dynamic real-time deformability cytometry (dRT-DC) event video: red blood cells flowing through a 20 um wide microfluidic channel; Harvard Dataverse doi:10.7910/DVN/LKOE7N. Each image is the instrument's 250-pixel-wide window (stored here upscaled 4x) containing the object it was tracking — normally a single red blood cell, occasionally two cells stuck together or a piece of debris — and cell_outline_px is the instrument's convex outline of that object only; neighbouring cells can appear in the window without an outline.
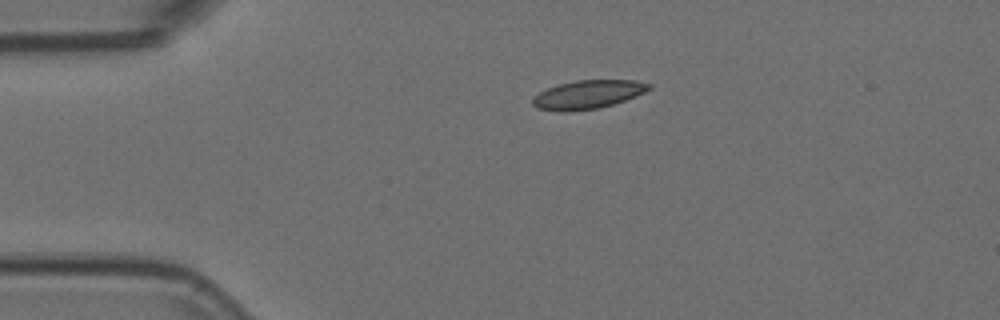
{"species": "Egyptian fruit bat (a non-hibernating species)", "species_latin": "Rousettus aegyptiacus", "temperature_condition": "room temperature", "stored_images_in_passage": 44, "camera_frame_rate_fps": 3000, "um_per_image_px": 0.085, "animal": {"sex": "female"}, "frame": {"image": 1, "passage_image": 1, "time_ms": 0.0, "image_size_px": [1000, 320], "cell_outline_px": [[652, 88], [644, 92], [624, 100], [600, 108], [564, 112], [536, 108], [532, 104], [532, 100], [540, 92], [548, 88], [560, 84], [576, 80], [636, 80], [652, 84]], "centroid_in_image_um": [49.98, 8.03], "position_along_channel_um": 35.0, "area_um2": 19.19}}
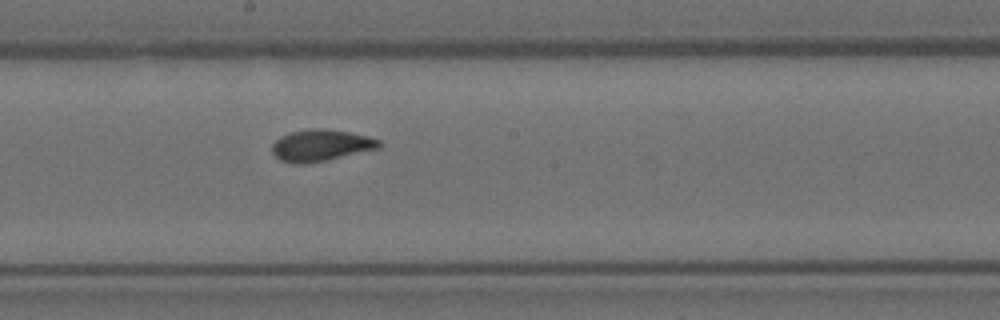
{"frame": {"image": 2, "passage_image": 19, "time_ms": 6.0, "image_size_px": [1000, 320], "cell_outline_px": [[380, 148], [328, 160], [308, 164], [292, 164], [280, 160], [272, 152], [272, 144], [280, 136], [288, 132], [312, 128], [324, 128], [348, 132], [368, 136], [380, 140]], "centroid_in_image_um": [27.25, 12.36], "position_along_channel_um": 221.0, "area_um2": 19.94}}
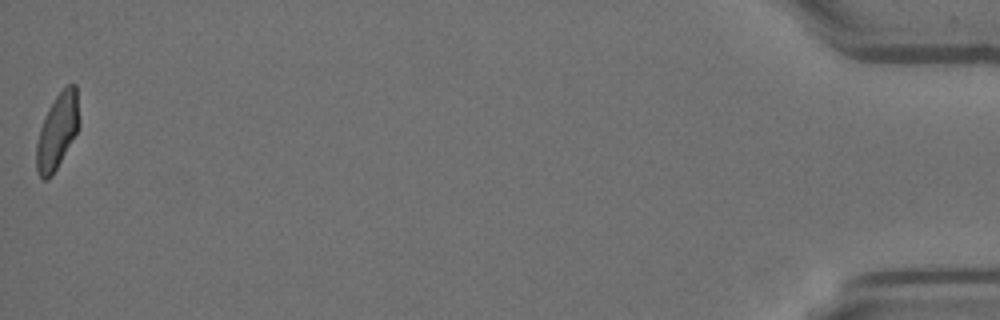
{"frame": {"image": 3, "passage_image": 44, "time_ms": 14.333, "image_size_px": [1000, 320], "cell_outline_px": [[80, 124], [76, 132], [52, 176], [48, 180], [44, 180], [40, 176], [36, 168], [36, 144], [40, 128], [44, 116], [48, 108], [56, 96], [68, 84], [76, 84], [80, 120]], "centroid_in_image_um": [4.87, 11.14], "position_along_channel_um": 430.3, "area_um2": 18.67}, "authors_computed_cell_mechanics": {"area_um2": 19.3052, "velocity_mm_per_s": 3.7183, "shape_relaxation_time_tau1_ms": 4.6039, "shape_relaxation_time_tau2_ms": 1.312, "deformation_change_tau1": 0.1353, "deformation_change_tau2": 0.0368}}